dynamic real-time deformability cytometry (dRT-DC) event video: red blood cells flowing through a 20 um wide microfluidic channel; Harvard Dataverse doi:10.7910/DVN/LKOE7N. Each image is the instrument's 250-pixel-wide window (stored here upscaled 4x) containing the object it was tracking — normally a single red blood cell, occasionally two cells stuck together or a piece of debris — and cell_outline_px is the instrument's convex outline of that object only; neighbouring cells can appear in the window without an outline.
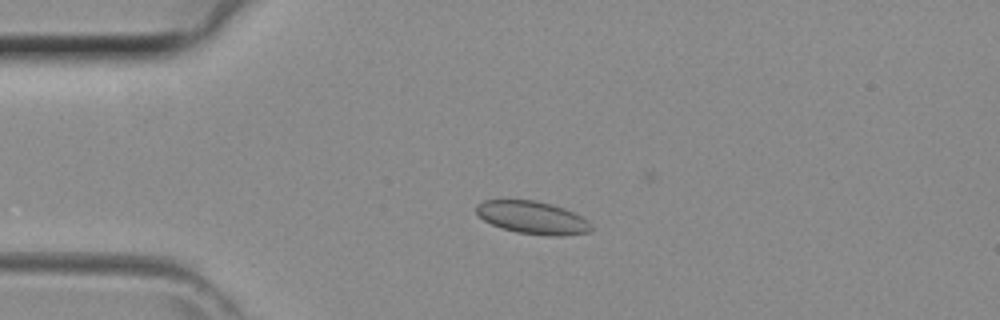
{"species": "common noctule bat (a hibernating species)", "species_latin": "Nyctalus noctula", "temperature_condition": "room temperature", "stored_images_in_passage": 14, "camera_frame_rate_fps": 3000, "um_per_image_px": 0.085, "animal": {"sex": "female", "body_mass_g": 29.2, "forearm_length_mm": 56.3}, "frame": {"image": 1, "passage_image": 11, "time_ms": 3.333, "image_size_px": [1000, 320], "cell_outline_px": [[592, 228], [588, 232], [560, 236], [548, 236], [516, 232], [500, 228], [484, 220], [476, 212], [476, 204], [484, 200], [532, 200], [552, 204], [564, 208], [588, 220], [592, 224]], "centroid_in_image_um": [45.25, 18.5], "position_along_channel_um": 39.7, "area_um2": 21.91}}